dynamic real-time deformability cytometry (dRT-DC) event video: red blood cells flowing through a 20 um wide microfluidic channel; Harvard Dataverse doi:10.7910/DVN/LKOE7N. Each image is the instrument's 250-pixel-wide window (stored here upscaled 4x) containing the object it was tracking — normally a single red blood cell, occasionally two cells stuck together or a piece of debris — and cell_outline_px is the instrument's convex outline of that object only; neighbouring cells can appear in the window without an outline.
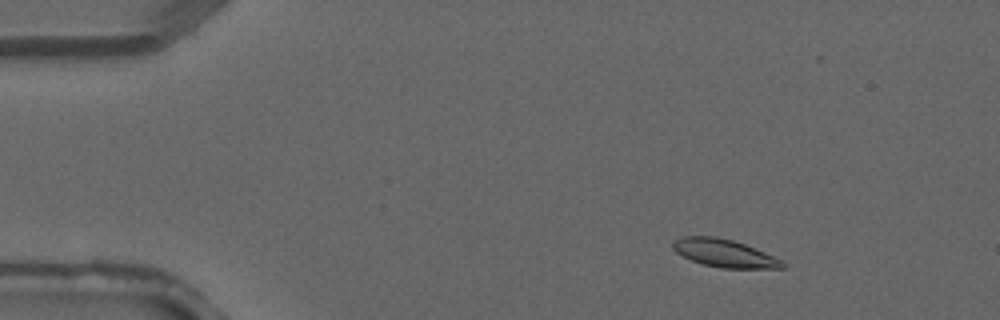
{"species": "common noctule bat (a hibernating species)", "species_latin": "Nyctalus noctula", "temperature_condition": "warm", "stored_images_in_passage": 3, "camera_frame_rate_fps": 3000, "um_per_image_px": 0.085, "animal": {"sex": "male", "forearm_length_mm": 52.5}, "frame": {"image": 1, "passage_image": 1, "time_ms": 0.0, "image_size_px": [1000, 320], "cell_outline_px": [[784, 268], [720, 268], [704, 264], [692, 260], [676, 252], [672, 248], [672, 244], [676, 240], [684, 236], [716, 236], [732, 240], [744, 244], [784, 260]], "centroid_in_image_um": [61.58, 21.52], "position_along_channel_um": 23.4, "area_um2": 17.57}}